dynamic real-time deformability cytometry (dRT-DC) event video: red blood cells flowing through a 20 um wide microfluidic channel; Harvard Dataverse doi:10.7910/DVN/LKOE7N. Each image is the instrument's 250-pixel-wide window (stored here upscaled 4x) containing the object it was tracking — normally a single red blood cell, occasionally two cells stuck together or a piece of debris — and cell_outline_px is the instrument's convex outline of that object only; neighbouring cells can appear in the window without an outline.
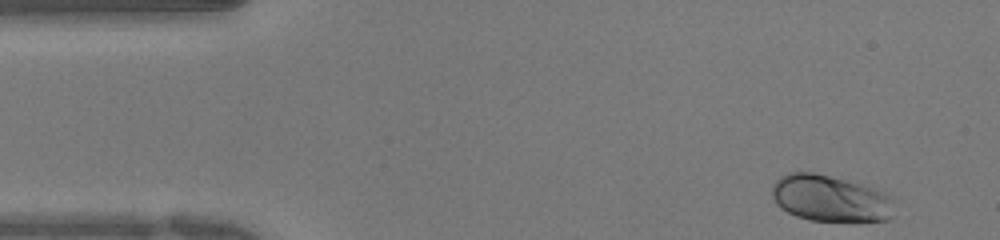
{"species": "human", "species_latin": "Homo sapiens", "temperature_condition": "warm", "stored_images_in_passage": 48, "camera_frame_rate_fps": 3000, "um_per_image_px": 0.085, "donor": {"sex": "female"}, "frame": {"image": 1, "passage_image": 1, "time_ms": 0.0, "image_size_px": [1000, 240], "cell_outline_px": [[892, 196], [888, 220], [808, 220], [796, 216], [780, 208], [776, 204], [772, 196], [772, 184], [780, 176], [788, 172], [812, 172], [860, 184], [884, 192]], "centroid_in_image_um": [70.47, 16.85], "position_along_channel_um": 14.5, "area_um2": 32.48}}
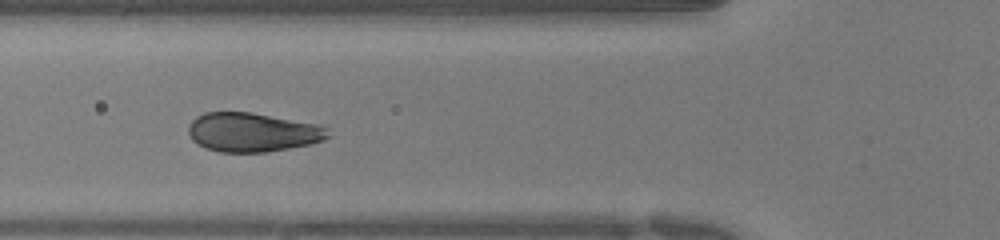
{"frame": {"image": 2, "passage_image": 15, "time_ms": 4.667, "image_size_px": [1000, 240], "cell_outline_px": [[332, 136], [324, 140], [312, 144], [264, 152], [220, 152], [208, 148], [192, 140], [188, 132], [188, 124], [196, 116], [204, 112], [252, 112], [320, 124], [328, 128]], "centroid_in_image_um": [21.51, 11.23], "position_along_channel_um": 104.3, "area_um2": 32.08}}
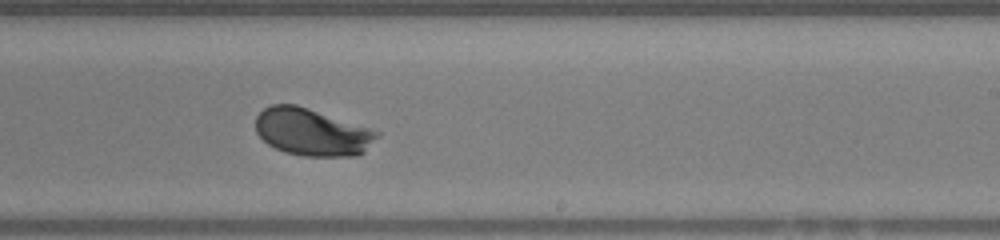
{"frame": {"image": 3, "passage_image": 27, "time_ms": 8.667, "image_size_px": [1000, 240], "cell_outline_px": [[380, 136], [364, 152], [356, 156], [304, 156], [284, 152], [268, 144], [256, 132], [256, 116], [264, 108], [272, 104], [296, 104], [380, 132]], "centroid_in_image_um": [26.51, 11.23], "position_along_channel_um": 262.5, "area_um2": 33.23}, "authors_computed_cell_mechanics": {"area_um2": 33.2061, "velocity_mm_per_s": 3.9701, "shape_relaxation_time_tau1_ms": 1.8109, "shape_relaxation_time_tau2_ms": null, "deformation_change_tau1": 0.1145, "deformation_change_tau2": null}}